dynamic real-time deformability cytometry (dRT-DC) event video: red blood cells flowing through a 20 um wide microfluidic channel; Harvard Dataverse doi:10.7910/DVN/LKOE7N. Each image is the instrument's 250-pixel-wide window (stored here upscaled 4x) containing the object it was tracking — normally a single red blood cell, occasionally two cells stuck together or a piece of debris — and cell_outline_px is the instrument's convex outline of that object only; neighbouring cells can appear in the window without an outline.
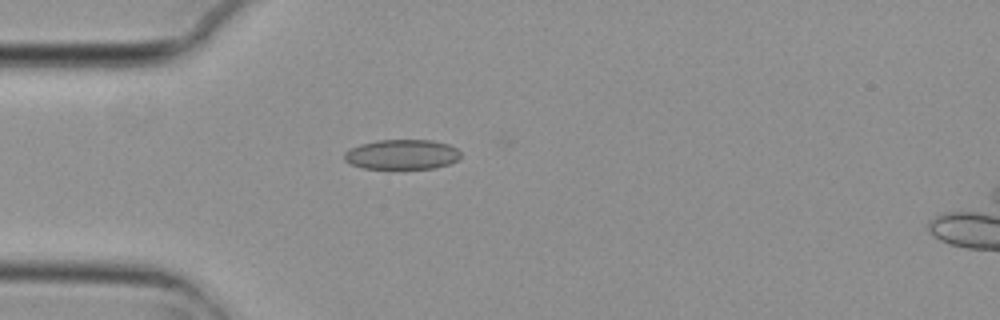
{"species": "common noctule bat (a hibernating species)", "species_latin": "Nyctalus noctula", "temperature_condition": "cold", "stored_images_in_passage": 4, "camera_frame_rate_fps": 3000, "um_per_image_px": 0.085, "animal": {"sex": "female", "body_mass_g": 29.2, "forearm_length_mm": 56.3}, "frame": {"image": 1, "passage_image": 4, "time_ms": 1.0, "image_size_px": [1000, 320], "cell_outline_px": [[460, 156], [456, 160], [448, 164], [436, 168], [364, 168], [352, 164], [344, 160], [344, 152], [360, 144], [376, 140], [432, 140], [448, 144], [456, 148], [460, 152]], "centroid_in_image_um": [34.16, 13.12], "position_along_channel_um": 50.8, "area_um2": 20.11}}